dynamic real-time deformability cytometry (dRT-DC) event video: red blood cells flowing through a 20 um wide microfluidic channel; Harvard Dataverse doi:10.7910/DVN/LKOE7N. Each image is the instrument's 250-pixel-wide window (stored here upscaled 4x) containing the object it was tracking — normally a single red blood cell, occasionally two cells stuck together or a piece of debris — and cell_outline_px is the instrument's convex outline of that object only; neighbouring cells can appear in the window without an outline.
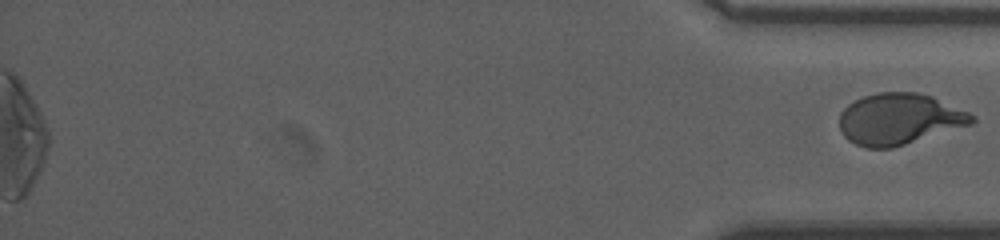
{"species": "human", "species_latin": "Homo sapiens", "temperature_condition": "room temperature", "stored_images_in_passage": 57, "segment_of_instrument_passage": [2, 2], "camera_frame_rate_fps": 3000, "um_per_image_px": 0.085, "donor": {"sex": "male"}, "frame": {"image": 1, "passage_image": 57, "time_ms": 18.667, "image_size_px": [1000, 240], "cell_outline_px": [[976, 120], [972, 124], [892, 148], [868, 148], [856, 144], [848, 140], [844, 136], [840, 128], [840, 112], [848, 104], [864, 96], [876, 92], [916, 92], [932, 96], [968, 112], [976, 116]], "centroid_in_image_um": [76.43, 10.11], "position_along_channel_um": 358.8, "area_um2": 39.42}}